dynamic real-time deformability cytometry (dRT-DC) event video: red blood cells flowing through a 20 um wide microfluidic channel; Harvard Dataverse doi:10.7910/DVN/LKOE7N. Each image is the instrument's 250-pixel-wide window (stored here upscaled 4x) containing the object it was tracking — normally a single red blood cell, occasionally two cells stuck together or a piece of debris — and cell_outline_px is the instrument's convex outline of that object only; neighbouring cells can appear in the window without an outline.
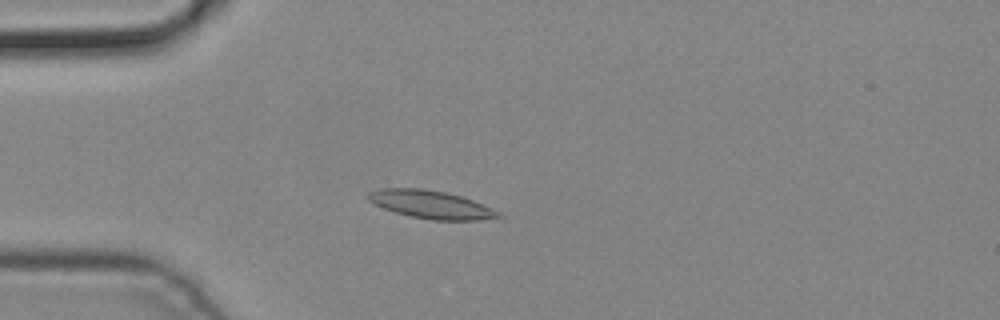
{"species": "common noctule bat (a hibernating species)", "species_latin": "Nyctalus noctula", "temperature_condition": "cold", "stored_images_in_passage": 4, "camera_frame_rate_fps": 3000, "um_per_image_px": 0.085, "animal": {"sex": "male", "body_mass_g": 19.2, "forearm_length_mm": 51.8}, "frame": {"image": 1, "passage_image": 4, "time_ms": 1.0, "image_size_px": [1000, 320], "cell_outline_px": [[504, 216], [480, 220], [432, 220], [412, 216], [396, 212], [384, 208], [368, 200], [368, 192], [380, 188], [424, 188], [444, 192], [460, 196], [472, 200], [492, 208], [500, 212]], "centroid_in_image_um": [36.65, 17.38], "position_along_channel_um": 48.4, "area_um2": 21.04}}